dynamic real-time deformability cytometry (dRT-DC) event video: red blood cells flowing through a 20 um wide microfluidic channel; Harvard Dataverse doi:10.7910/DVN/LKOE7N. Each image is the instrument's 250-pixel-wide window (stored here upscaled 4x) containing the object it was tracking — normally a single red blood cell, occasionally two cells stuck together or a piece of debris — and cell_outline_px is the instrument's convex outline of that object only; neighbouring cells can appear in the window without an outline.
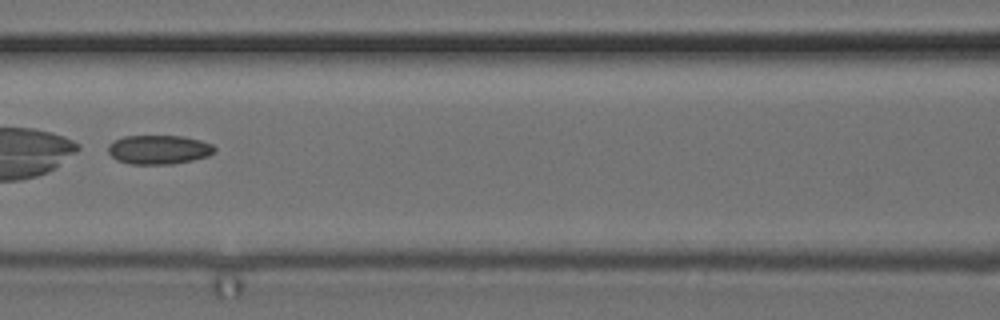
{"species": "common noctule bat (a hibernating species)", "species_latin": "Nyctalus noctula", "temperature_condition": "cold", "stored_images_in_passage": 9, "camera_frame_rate_fps": 3000, "um_per_image_px": 0.085, "animal": {"sex": "female", "body_mass_g": 24.6, "forearm_length_mm": 56.2}, "frame": {"image": 1, "passage_image": 8, "time_ms": 2.333, "image_size_px": [1000, 320], "cell_outline_px": [[216, 152], [208, 156], [192, 160], [172, 164], [128, 164], [116, 160], [108, 152], [108, 144], [112, 140], [124, 136], [184, 136], [200, 140], [212, 144], [216, 148]], "centroid_in_image_um": [13.49, 12.71], "position_along_channel_um": 153.1, "area_um2": 18.26}}